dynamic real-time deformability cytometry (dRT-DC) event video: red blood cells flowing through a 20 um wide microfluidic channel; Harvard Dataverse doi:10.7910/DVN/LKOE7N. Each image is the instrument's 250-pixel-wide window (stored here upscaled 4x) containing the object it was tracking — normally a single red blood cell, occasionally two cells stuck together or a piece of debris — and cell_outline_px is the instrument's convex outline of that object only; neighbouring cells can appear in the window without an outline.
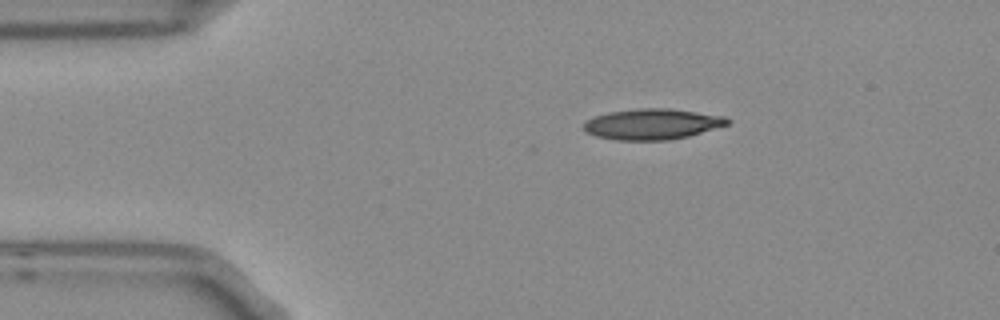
{"species": "Egyptian fruit bat (a non-hibernating species)", "species_latin": "Rousettus aegyptiacus", "temperature_condition": "room temperature", "stored_images_in_passage": 8, "camera_frame_rate_fps": 3000, "um_per_image_px": 0.085, "frame": {"image": 1, "passage_image": 2, "time_ms": 0.333, "image_size_px": [1000, 320], "cell_outline_px": [[732, 120], [728, 124], [688, 136], [668, 140], [616, 140], [596, 136], [584, 132], [584, 124], [592, 116], [608, 112], [640, 108], [668, 108], [724, 116]], "centroid_in_image_um": [55.41, 10.55], "position_along_channel_um": 29.6, "area_um2": 25.66}}
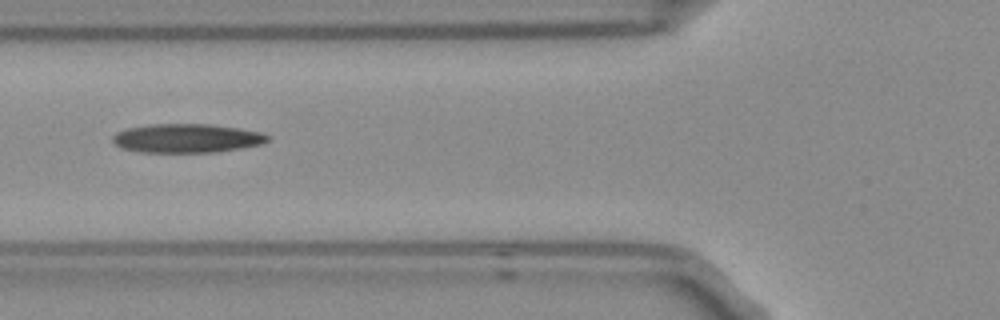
{"frame": {"image": 2, "passage_image": 4, "time_ms": 1.0, "image_size_px": [1000, 320], "cell_outline_px": [[272, 136], [264, 144], [216, 152], [140, 152], [120, 148], [112, 140], [112, 136], [116, 132], [128, 128], [152, 124], [212, 124], [240, 128], [260, 132]], "centroid_in_image_um": [15.9, 11.75], "position_along_channel_um": 109.9, "area_um2": 26.24}}
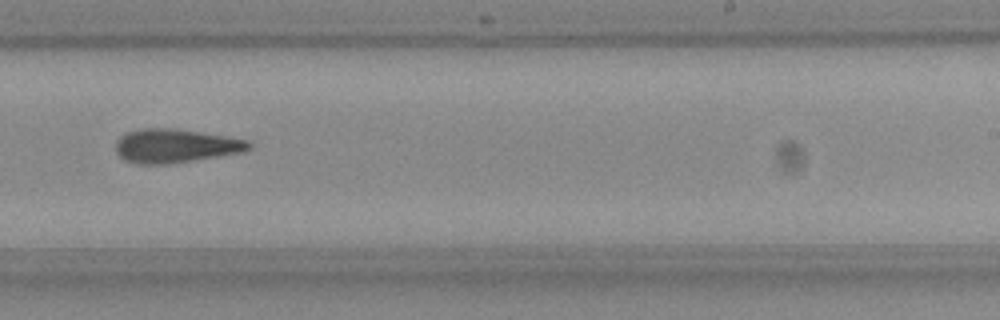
{"frame": {"image": 3, "passage_image": 8, "time_ms": 2.333, "image_size_px": [1000, 320], "cell_outline_px": [[252, 148], [244, 152], [220, 156], [164, 164], [144, 164], [124, 160], [116, 152], [116, 140], [124, 132], [140, 128], [172, 128], [200, 132], [248, 140], [252, 144]], "centroid_in_image_um": [14.9, 12.38], "position_along_channel_um": 274.1, "area_um2": 26.18}}